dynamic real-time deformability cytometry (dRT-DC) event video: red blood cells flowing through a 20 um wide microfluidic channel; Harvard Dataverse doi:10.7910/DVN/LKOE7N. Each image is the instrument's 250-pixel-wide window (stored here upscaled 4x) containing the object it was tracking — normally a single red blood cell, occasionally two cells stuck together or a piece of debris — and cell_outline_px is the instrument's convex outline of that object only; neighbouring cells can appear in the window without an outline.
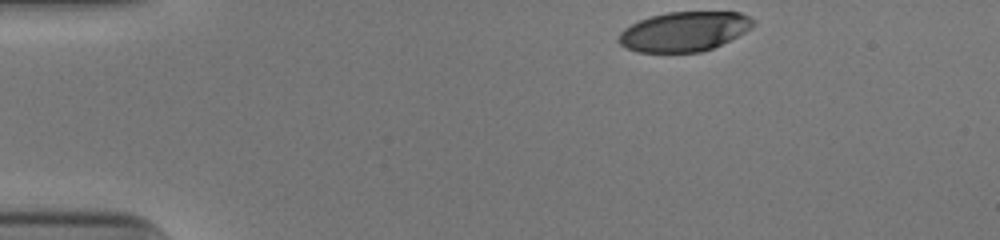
{"species": "human", "species_latin": "Homo sapiens", "temperature_condition": "cold", "stored_images_in_passage": 35, "camera_frame_rate_fps": 3000, "um_per_image_px": 0.085, "donor": {"sex": "male"}, "frame": {"image": 1, "passage_image": 1, "time_ms": 0.0, "image_size_px": [1000, 240], "cell_outline_px": [[756, 20], [752, 28], [712, 48], [700, 52], [636, 52], [620, 44], [616, 40], [616, 36], [624, 28], [648, 16], [668, 12], [740, 12]], "centroid_in_image_um": [58.12, 2.67], "position_along_channel_um": 26.9, "area_um2": 31.04}}
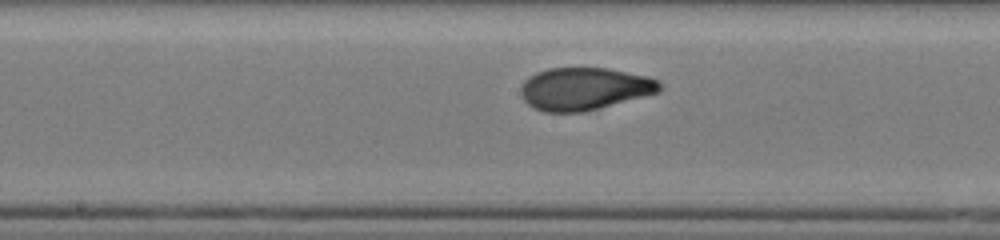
{"frame": {"image": 2, "passage_image": 20, "time_ms": 6.333, "image_size_px": [1000, 240], "cell_outline_px": [[664, 88], [660, 92], [580, 112], [544, 112], [532, 108], [520, 96], [520, 88], [524, 80], [536, 72], [548, 68], [608, 68], [648, 76], [660, 80]], "centroid_in_image_um": [49.66, 7.53], "position_along_channel_um": 198.5, "area_um2": 34.51}}
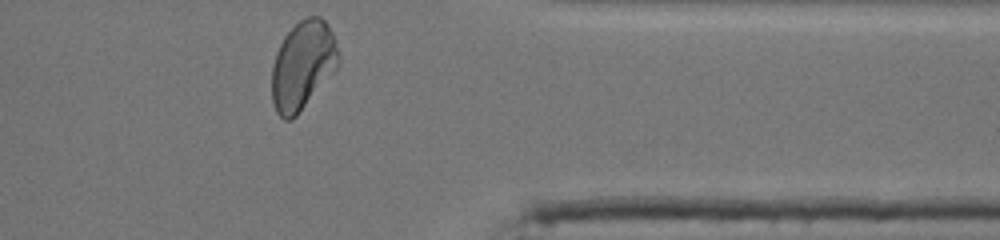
{"frame": {"image": 3, "passage_image": 35, "time_ms": 11.333, "image_size_px": [1000, 240], "cell_outline_px": [[340, 52], [336, 68], [296, 116], [292, 120], [284, 120], [276, 112], [272, 100], [272, 64], [276, 52], [284, 36], [300, 20], [308, 16], [320, 16], [328, 24], [336, 40]], "centroid_in_image_um": [25.72, 5.53], "position_along_channel_um": 385.7, "area_um2": 34.22}, "authors_computed_cell_mechanics": {"area_um2": 34.2754, "velocity_mm_per_s": 3.9683, "shape_relaxation_time_tau1_ms": 4.2025, "shape_relaxation_time_tau2_ms": 1.0069, "deformation_change_tau1": 0.1955, "deformation_change_tau2": 0.0589}}